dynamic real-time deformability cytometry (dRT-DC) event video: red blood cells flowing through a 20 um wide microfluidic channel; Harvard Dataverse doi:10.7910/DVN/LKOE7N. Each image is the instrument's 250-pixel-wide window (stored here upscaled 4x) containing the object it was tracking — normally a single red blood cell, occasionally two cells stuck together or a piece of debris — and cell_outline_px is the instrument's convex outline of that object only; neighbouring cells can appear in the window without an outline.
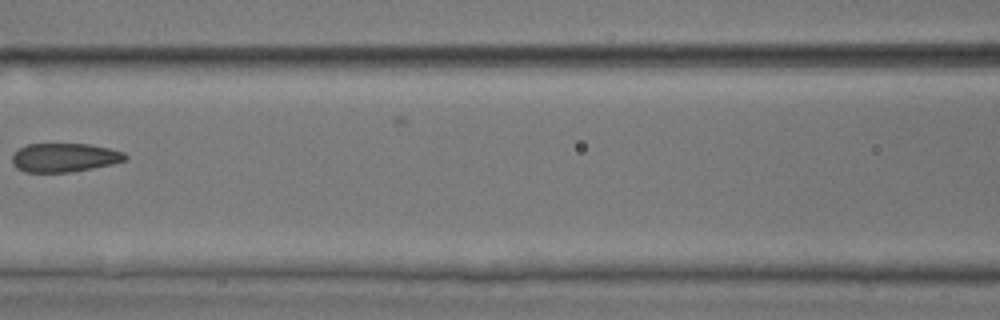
{"species": "common noctule bat (a hibernating species)", "species_latin": "Nyctalus noctula", "temperature_condition": "room temperature", "stored_images_in_passage": 7, "camera_frame_rate_fps": 3000, "um_per_image_px": 0.085, "animal": {"sex": "male", "body_mass_g": 17.9, "forearm_length_mm": 54.2}, "frame": {"image": 1, "passage_image": 7, "time_ms": 8.0, "image_size_px": [1000, 320], "cell_outline_px": [[128, 160], [112, 164], [92, 168], [68, 172], [24, 172], [16, 168], [12, 164], [12, 156], [20, 148], [28, 144], [88, 144], [108, 148], [124, 152], [128, 156]], "centroid_in_image_um": [5.49, 13.4], "position_along_channel_um": 161.1, "area_um2": 18.96}}